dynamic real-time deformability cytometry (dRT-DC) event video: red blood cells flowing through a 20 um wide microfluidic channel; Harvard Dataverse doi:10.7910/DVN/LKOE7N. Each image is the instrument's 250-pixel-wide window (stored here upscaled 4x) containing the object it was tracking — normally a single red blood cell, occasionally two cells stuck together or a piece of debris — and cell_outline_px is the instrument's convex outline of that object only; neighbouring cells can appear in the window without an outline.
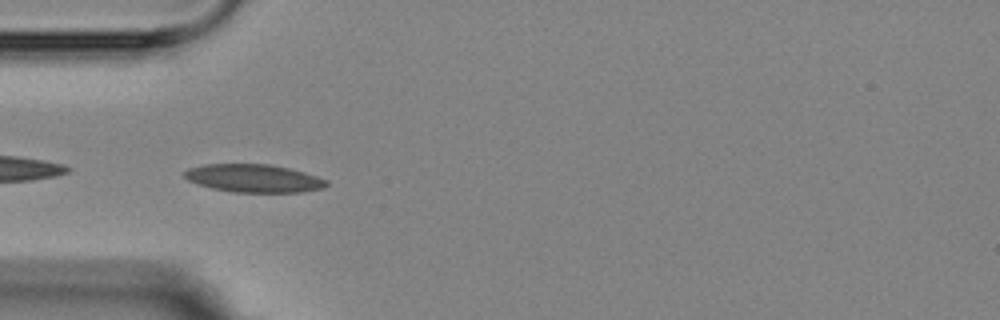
{"species": "Egyptian fruit bat (a non-hibernating species)", "species_latin": "Rousettus aegyptiacus", "temperature_condition": "room temperature", "stored_images_in_passage": 7, "camera_frame_rate_fps": 3000, "um_per_image_px": 0.085, "animal": {"sex": "female"}, "frame": {"image": 1, "passage_image": 5, "time_ms": 4.333, "image_size_px": [1000, 320], "cell_outline_px": [[328, 184], [324, 188], [300, 192], [232, 192], [212, 188], [196, 184], [188, 180], [184, 176], [184, 172], [188, 168], [204, 164], [272, 164], [304, 172], [328, 180]], "centroid_in_image_um": [21.56, 15.15], "position_along_channel_um": 63.4, "area_um2": 23.24}}
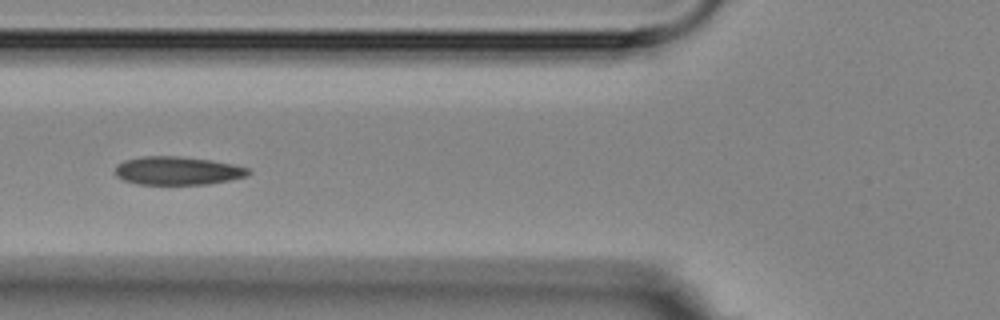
{"frame": {"image": 2, "passage_image": 6, "time_ms": 5.667, "image_size_px": [1000, 320], "cell_outline_px": [[252, 172], [248, 176], [208, 184], [136, 184], [124, 180], [116, 176], [116, 164], [124, 160], [144, 156], [180, 156], [212, 160], [232, 164], [248, 168]], "centroid_in_image_um": [15.09, 14.5], "position_along_channel_um": 110.7, "area_um2": 22.02}}
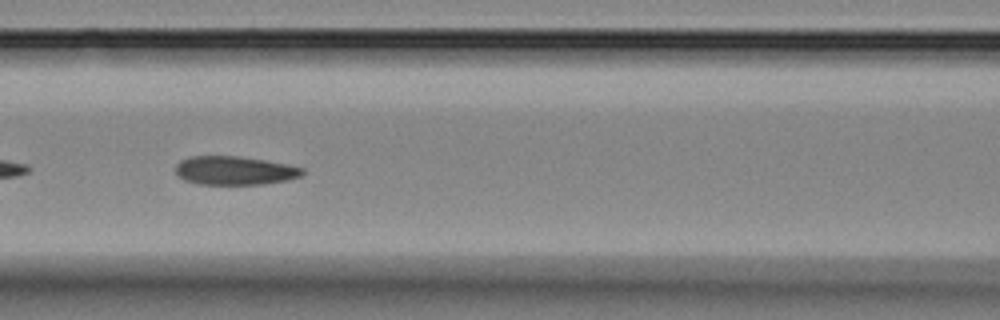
{"frame": {"image": 3, "passage_image": 7, "time_ms": 6.667, "image_size_px": [1000, 320], "cell_outline_px": [[304, 172], [300, 176], [288, 180], [264, 184], [200, 184], [184, 180], [176, 172], [176, 164], [180, 160], [188, 156], [240, 156], [288, 164], [304, 168]], "centroid_in_image_um": [19.95, 14.49], "position_along_channel_um": 146.7, "area_um2": 21.21}}